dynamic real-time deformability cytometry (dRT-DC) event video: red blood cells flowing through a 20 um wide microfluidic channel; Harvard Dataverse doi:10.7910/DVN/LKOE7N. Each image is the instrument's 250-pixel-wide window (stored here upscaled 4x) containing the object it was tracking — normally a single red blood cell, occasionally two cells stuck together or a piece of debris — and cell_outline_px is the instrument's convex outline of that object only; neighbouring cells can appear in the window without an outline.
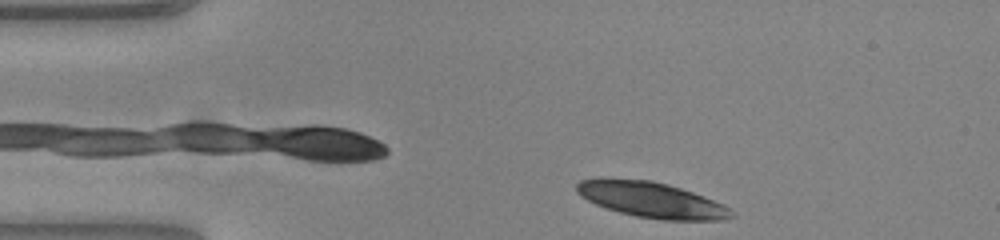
{"species": "common noctule bat (a hibernating species)", "species_latin": "Nyctalus noctula", "temperature_condition": "warm", "stored_images_in_passage": 37, "camera_frame_rate_fps": 3000, "um_per_image_px": 0.085, "animal": {"sex": "female", "body_mass_g": 23.0, "forearm_length_mm": 53.4}, "frame": {"image": 1, "passage_image": 1, "time_ms": 0.0, "image_size_px": [1000, 240], "cell_outline_px": [[736, 216], [724, 220], [664, 220], [636, 216], [620, 212], [596, 204], [580, 196], [576, 192], [576, 184], [580, 180], [652, 180], [668, 184], [692, 192], [724, 204]], "centroid_in_image_um": [55.44, 17.01], "position_along_channel_um": 29.6, "area_um2": 31.39}}
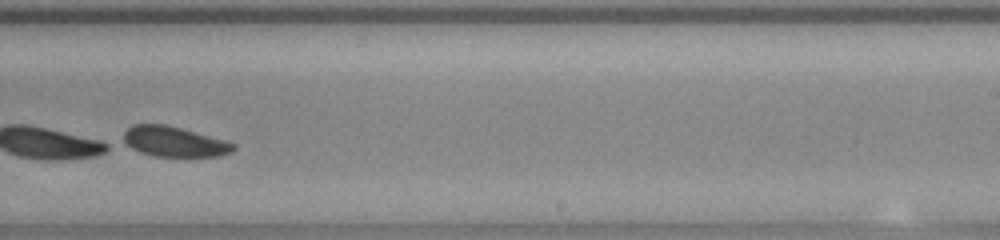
{"frame": {"image": 2, "passage_image": 25, "time_ms": 8.0, "image_size_px": [1000, 240], "cell_outline_px": [[236, 148], [232, 152], [220, 156], [156, 156], [140, 152], [124, 144], [124, 132], [132, 124], [164, 124], [180, 128], [224, 140], [236, 144]], "centroid_in_image_um": [14.8, 12.04], "position_along_channel_um": 274.2, "area_um2": 19.19}}